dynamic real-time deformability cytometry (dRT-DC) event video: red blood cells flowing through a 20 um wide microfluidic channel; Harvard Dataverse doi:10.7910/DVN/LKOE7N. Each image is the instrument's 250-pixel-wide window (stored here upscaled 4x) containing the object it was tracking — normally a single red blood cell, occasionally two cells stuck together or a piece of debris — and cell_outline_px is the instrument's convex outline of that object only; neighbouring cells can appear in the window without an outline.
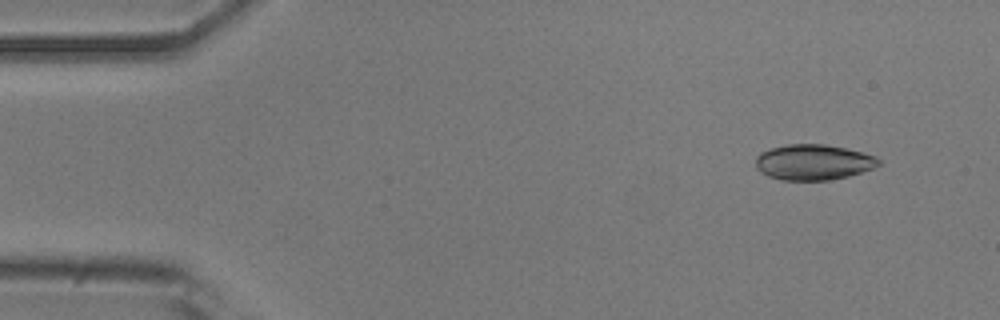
{"species": "common noctule bat (a hibernating species)", "species_latin": "Nyctalus noctula", "temperature_condition": "room temperature", "stored_images_in_passage": 8, "camera_frame_rate_fps": 3000, "um_per_image_px": 0.085, "animal": {"sex": "male", "body_mass_g": 20.5, "forearm_length_mm": 52.5}, "frame": {"image": 1, "passage_image": 4, "time_ms": 1.0, "image_size_px": [1000, 320], "cell_outline_px": [[880, 164], [872, 168], [848, 176], [828, 180], [780, 180], [768, 176], [760, 172], [756, 168], [756, 156], [760, 152], [772, 148], [788, 144], [824, 144], [844, 148], [876, 156], [880, 160]], "centroid_in_image_um": [69.1, 13.79], "position_along_channel_um": 15.9, "area_um2": 25.37}}